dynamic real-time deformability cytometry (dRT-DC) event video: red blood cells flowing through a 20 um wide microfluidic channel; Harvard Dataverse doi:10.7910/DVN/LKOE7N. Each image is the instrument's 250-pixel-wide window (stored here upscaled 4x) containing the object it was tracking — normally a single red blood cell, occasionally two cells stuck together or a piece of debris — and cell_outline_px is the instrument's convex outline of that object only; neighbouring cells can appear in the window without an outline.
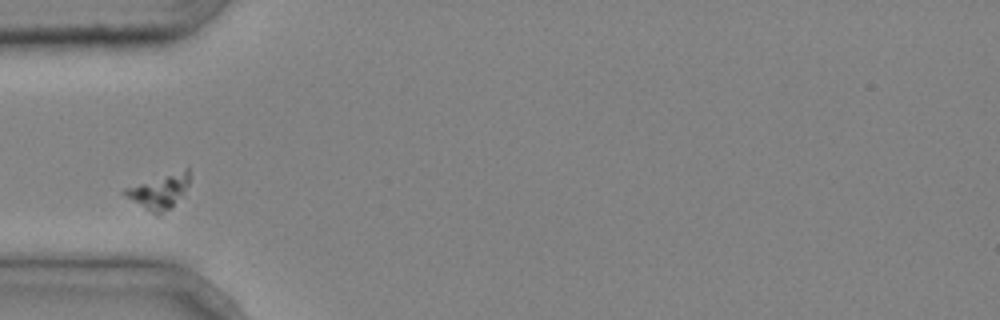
{"species": "common noctule bat (a hibernating species)", "species_latin": "Nyctalus noctula", "temperature_condition": "cold", "stored_images_in_passage": 1, "camera_frame_rate_fps": 3000, "um_per_image_px": 0.085, "animal": {"sex": "male", "body_mass_g": 20.4}, "frame": {"image": 1, "passage_image": 1, "time_ms": 0.0, "image_size_px": [1000, 320], "cell_outline_px": [[188, 184], [172, 204], [160, 216], [156, 216], [120, 192], [124, 188], [188, 168]], "centroid_in_image_um": [13.46, 16.3], "position_along_channel_um": 71.5, "area_um2": 12.14}}